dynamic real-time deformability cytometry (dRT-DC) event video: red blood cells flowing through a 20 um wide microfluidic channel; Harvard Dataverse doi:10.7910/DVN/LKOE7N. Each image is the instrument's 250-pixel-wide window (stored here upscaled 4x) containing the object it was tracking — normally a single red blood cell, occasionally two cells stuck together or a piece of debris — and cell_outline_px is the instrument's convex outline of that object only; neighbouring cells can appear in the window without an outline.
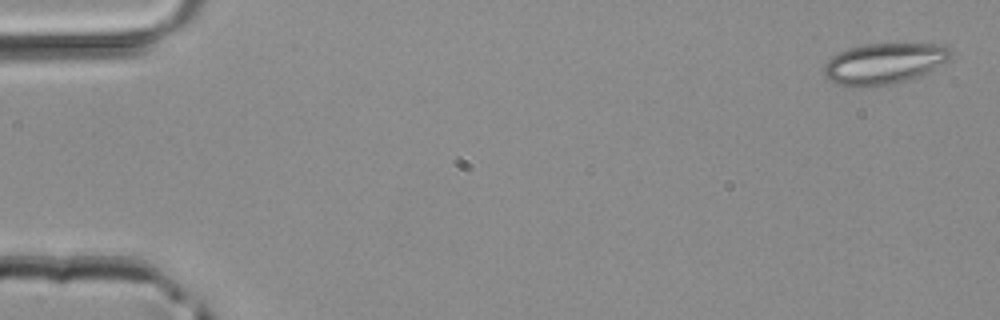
{"species": "common noctule bat (a hibernating species)", "species_latin": "Nyctalus noctula", "temperature_condition": "room temperature", "stored_images_in_passage": 4, "camera_frame_rate_fps": 3000, "um_per_image_px": 0.085, "animal": {"sex": "male", "body_mass_g": 20.4}, "frame": {"image": 1, "passage_image": 1, "time_ms": 0.0, "image_size_px": [1000, 320], "cell_outline_px": [[952, 56], [948, 60], [916, 76], [904, 80], [888, 84], [860, 88], [836, 84], [824, 76], [824, 64], [832, 56], [848, 48], [864, 44], [940, 44], [948, 48], [952, 52]], "centroid_in_image_um": [75.08, 5.4], "position_along_channel_um": 9.9, "area_um2": 29.82}}
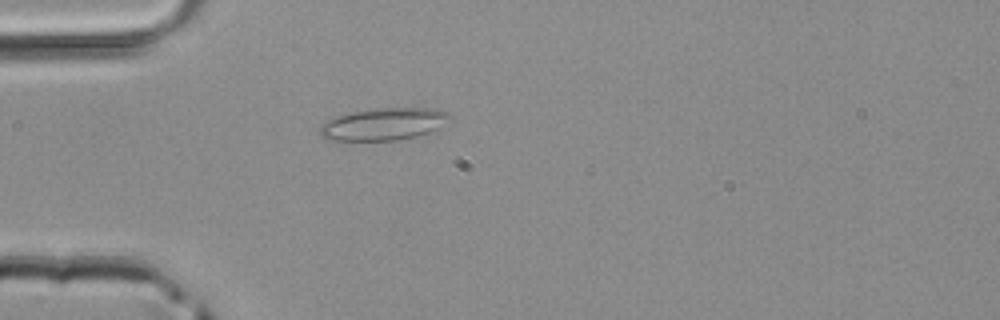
{"frame": {"image": 2, "passage_image": 4, "time_ms": 1.0, "image_size_px": [1000, 320], "cell_outline_px": [[452, 116], [436, 128], [428, 132], [416, 136], [396, 140], [332, 140], [320, 136], [320, 128], [328, 120], [352, 112], [380, 108], [432, 108], [448, 112]], "centroid_in_image_um": [32.62, 10.54], "position_along_channel_um": 52.4, "area_um2": 23.76}}